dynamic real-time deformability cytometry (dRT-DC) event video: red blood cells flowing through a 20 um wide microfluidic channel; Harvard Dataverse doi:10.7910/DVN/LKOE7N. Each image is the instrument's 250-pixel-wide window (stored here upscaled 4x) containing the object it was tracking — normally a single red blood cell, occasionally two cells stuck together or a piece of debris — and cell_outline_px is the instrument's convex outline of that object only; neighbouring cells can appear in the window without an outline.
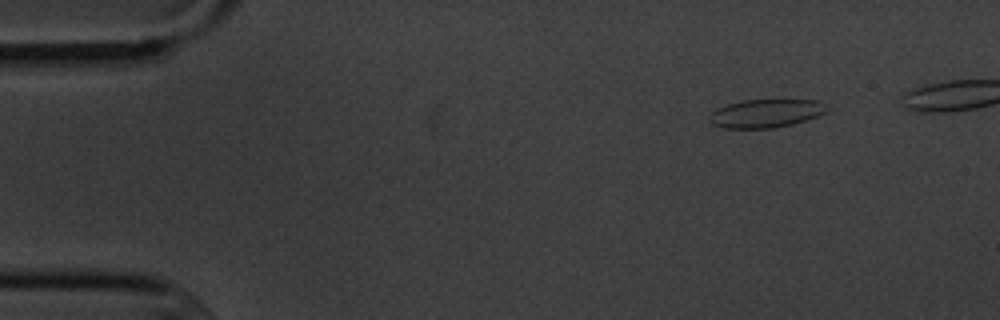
{"species": "common noctule bat (a hibernating species)", "species_latin": "Nyctalus noctula", "temperature_condition": "cold", "stored_images_in_passage": 5, "camera_frame_rate_fps": 3000, "um_per_image_px": 0.085, "animal": {"sex": "male", "body_mass_g": 20.1, "forearm_length_mm": 53.5}, "frame": {"image": 1, "passage_image": 2, "time_ms": 1.333, "image_size_px": [1000, 320], "cell_outline_px": [[828, 108], [824, 112], [816, 116], [792, 124], [772, 128], [724, 128], [712, 124], [708, 120], [708, 116], [716, 108], [728, 104], [744, 100], [820, 100], [828, 104]], "centroid_in_image_um": [65.08, 9.63], "position_along_channel_um": 19.9, "area_um2": 19.36}}